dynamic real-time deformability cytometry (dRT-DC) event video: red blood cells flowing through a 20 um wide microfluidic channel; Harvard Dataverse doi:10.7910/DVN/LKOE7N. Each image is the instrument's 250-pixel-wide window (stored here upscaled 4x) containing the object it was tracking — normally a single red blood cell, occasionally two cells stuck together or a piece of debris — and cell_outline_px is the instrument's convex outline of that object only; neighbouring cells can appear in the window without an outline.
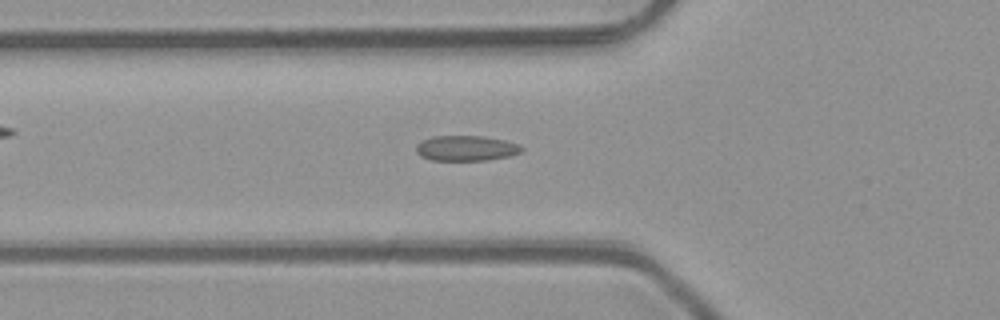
{"species": "common noctule bat (a hibernating species)", "species_latin": "Nyctalus noctula", "temperature_condition": "room temperature", "stored_images_in_passage": 48, "camera_frame_rate_fps": 3000, "um_per_image_px": 0.085, "animal": {"sex": "male", "body_mass_g": 23.1, "forearm_length_mm": 52.7}, "frame": {"image": 1, "passage_image": 16, "time_ms": 5.0, "image_size_px": [1000, 320], "cell_outline_px": [[524, 148], [520, 152], [508, 156], [488, 160], [432, 160], [420, 156], [416, 152], [416, 144], [424, 140], [436, 136], [484, 136], [504, 140], [520, 144]], "centroid_in_image_um": [39.63, 12.6], "position_along_channel_um": 86.2, "area_um2": 15.49}}
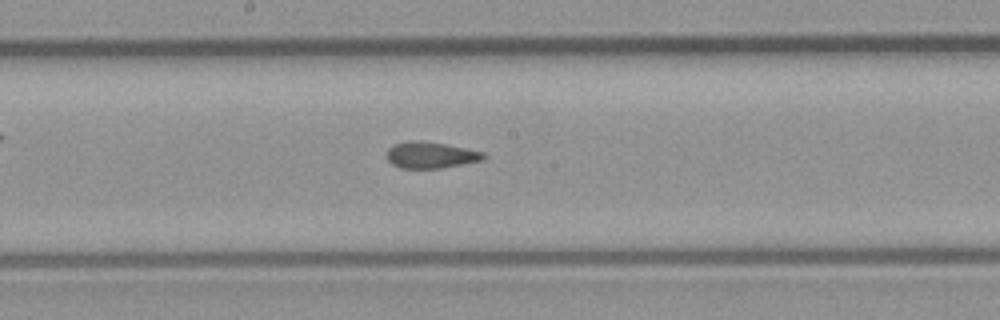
{"frame": {"image": 2, "passage_image": 25, "time_ms": 8.0, "image_size_px": [1000, 320], "cell_outline_px": [[488, 156], [484, 160], [440, 168], [400, 168], [392, 164], [384, 156], [388, 148], [392, 144], [412, 140], [444, 144], [484, 152]], "centroid_in_image_um": [36.58, 13.18], "position_along_channel_um": 211.6, "area_um2": 14.91}}
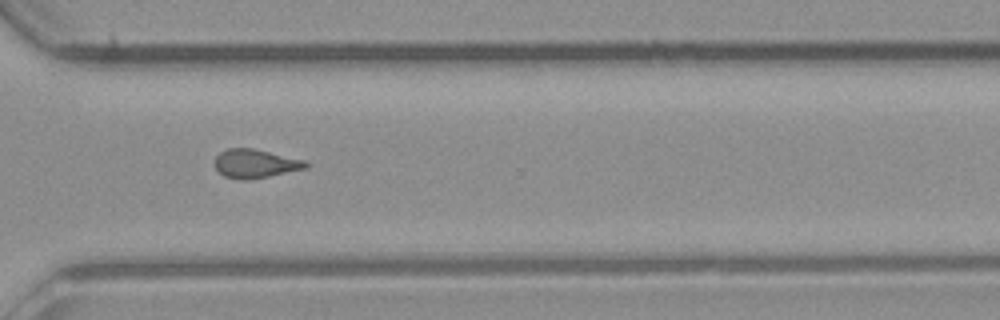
{"frame": {"image": 3, "passage_image": 35, "time_ms": 11.333, "image_size_px": [1000, 320], "cell_outline_px": [[308, 168], [248, 180], [236, 180], [224, 176], [212, 164], [216, 156], [220, 152], [228, 148], [252, 148], [308, 160]], "centroid_in_image_um": [21.7, 13.91], "position_along_channel_um": 348.9, "area_um2": 15.49}, "authors_computed_cell_mechanics": {"area_um2": 15.3748, "velocity_mm_per_s": 4.1436, "shape_relaxation_time_tau1_ms": null, "shape_relaxation_time_tau2_ms": 2.7309, "deformation_change_tau1": null, "deformation_change_tau2": 0.0915}}